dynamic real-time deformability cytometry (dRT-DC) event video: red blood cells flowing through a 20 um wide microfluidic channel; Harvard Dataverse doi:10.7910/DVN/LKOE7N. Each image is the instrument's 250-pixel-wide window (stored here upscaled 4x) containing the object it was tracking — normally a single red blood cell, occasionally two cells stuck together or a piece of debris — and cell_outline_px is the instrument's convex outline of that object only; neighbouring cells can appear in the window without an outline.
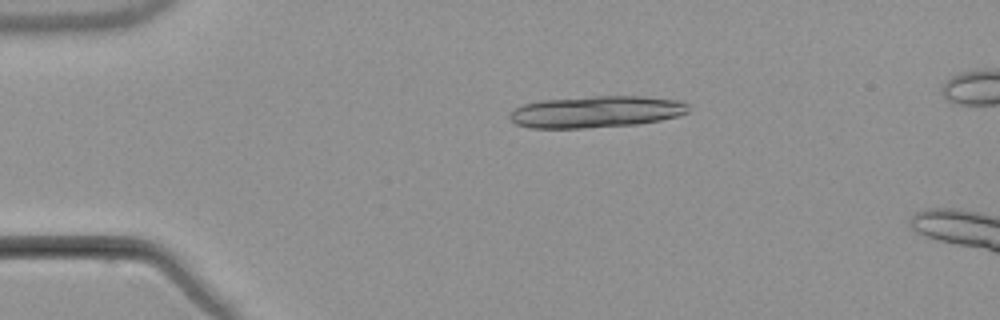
{"species": "common noctule bat (a hibernating species)", "species_latin": "Nyctalus noctula", "temperature_condition": "warm", "stored_images_in_passage": 5, "camera_frame_rate_fps": 3000, "um_per_image_px": 0.085, "animal": {"sex": "male", "body_mass_g": 21.5, "forearm_length_mm": 52.0}, "frame": {"image": 1, "passage_image": 5, "time_ms": 5.667, "image_size_px": [1000, 320], "cell_outline_px": [[688, 112], [676, 116], [660, 120], [636, 124], [584, 128], [528, 128], [516, 124], [508, 116], [516, 108], [524, 104], [540, 100], [592, 96], [640, 96], [676, 100], [688, 104]], "centroid_in_image_um": [50.63, 9.5], "position_along_channel_um": 34.4, "area_um2": 32.83}}